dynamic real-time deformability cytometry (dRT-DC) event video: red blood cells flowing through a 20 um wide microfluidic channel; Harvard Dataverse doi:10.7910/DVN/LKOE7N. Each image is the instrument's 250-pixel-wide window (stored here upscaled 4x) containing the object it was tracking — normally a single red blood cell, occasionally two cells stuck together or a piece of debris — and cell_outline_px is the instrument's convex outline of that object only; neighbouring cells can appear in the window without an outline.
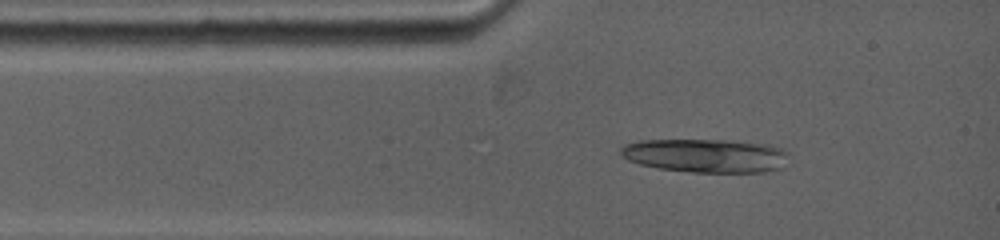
{"species": "common noctule bat (a hibernating species)", "species_latin": "Nyctalus noctula", "temperature_condition": "warm", "stored_images_in_passage": 3, "camera_frame_rate_fps": 5000, "um_per_image_px": 0.085, "animal": {"sex": "female", "body_mass_g": 19.0, "forearm_length_mm": 53.3}, "frame": {"image": 1, "passage_image": 3, "time_ms": 1.2, "image_size_px": [1000, 240], "cell_outline_px": [[788, 152], [780, 168], [764, 172], [692, 172], [660, 168], [640, 164], [628, 160], [620, 156], [620, 148], [624, 144], [640, 140], [732, 140], [768, 144], [784, 148]], "centroid_in_image_um": [59.96, 13.21], "position_along_channel_um": 25.0, "area_um2": 33.0}}